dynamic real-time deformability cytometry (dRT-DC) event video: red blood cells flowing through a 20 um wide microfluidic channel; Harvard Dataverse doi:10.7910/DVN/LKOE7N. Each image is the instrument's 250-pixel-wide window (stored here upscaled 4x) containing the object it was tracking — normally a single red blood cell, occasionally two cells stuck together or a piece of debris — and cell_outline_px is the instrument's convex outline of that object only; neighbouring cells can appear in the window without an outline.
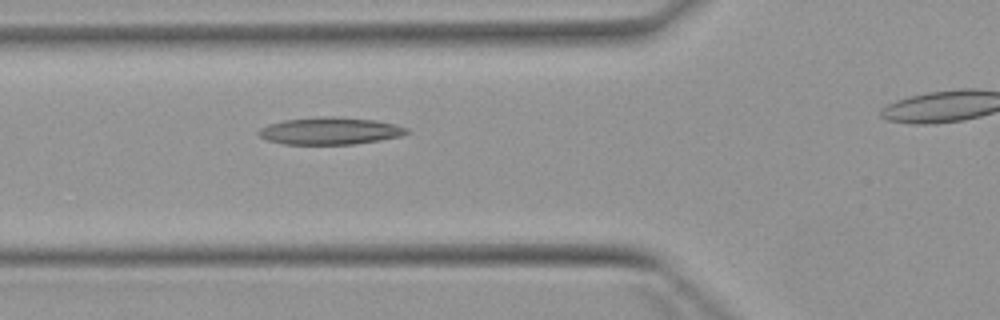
{"species": "Egyptian fruit bat (a non-hibernating species)", "species_latin": "Rousettus aegyptiacus", "temperature_condition": "warm", "stored_images_in_passage": 4, "segment_of_instrument_passage": [1, 2], "camera_frame_rate_fps": 3000, "um_per_image_px": 0.085, "animal": {"sex": "female"}, "frame": {"image": 1, "passage_image": 3, "time_ms": 3.0, "image_size_px": [1000, 320], "cell_outline_px": [[412, 132], [404, 136], [380, 140], [352, 144], [284, 144], [268, 140], [260, 136], [256, 132], [260, 128], [268, 124], [284, 120], [324, 116], [332, 116], [376, 120], [396, 124], [408, 128]], "centroid_in_image_um": [28.11, 11.12], "position_along_channel_um": 97.7, "area_um2": 23.64}}